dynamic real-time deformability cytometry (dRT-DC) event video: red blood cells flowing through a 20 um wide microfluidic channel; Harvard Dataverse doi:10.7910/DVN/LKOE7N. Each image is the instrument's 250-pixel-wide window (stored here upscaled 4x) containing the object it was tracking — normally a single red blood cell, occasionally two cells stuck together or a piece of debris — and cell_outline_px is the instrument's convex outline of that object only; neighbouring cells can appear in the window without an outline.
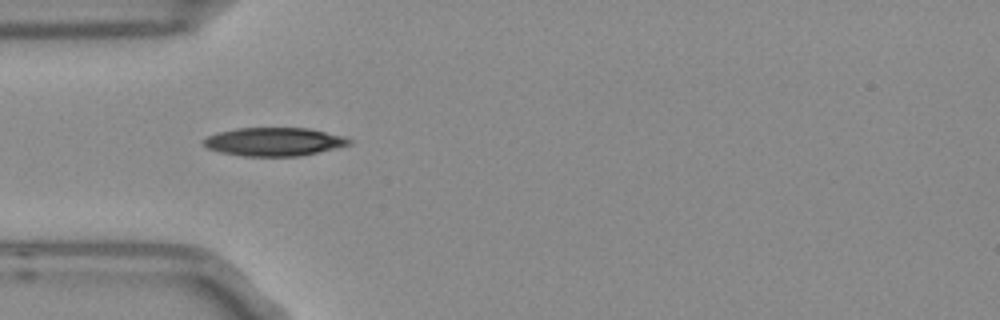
{"species": "Egyptian fruit bat (a non-hibernating species)", "species_latin": "Rousettus aegyptiacus", "temperature_condition": "room temperature", "stored_images_in_passage": 16, "camera_frame_rate_fps": 3000, "um_per_image_px": 0.085, "frame": {"image": 1, "passage_image": 7, "time_ms": 2.0, "image_size_px": [1000, 320], "cell_outline_px": [[352, 144], [336, 148], [300, 156], [244, 156], [220, 152], [208, 148], [204, 144], [204, 140], [208, 136], [220, 132], [236, 128], [308, 128], [344, 136], [352, 140]], "centroid_in_image_um": [23.33, 12.05], "position_along_channel_um": 61.7, "area_um2": 23.93}}